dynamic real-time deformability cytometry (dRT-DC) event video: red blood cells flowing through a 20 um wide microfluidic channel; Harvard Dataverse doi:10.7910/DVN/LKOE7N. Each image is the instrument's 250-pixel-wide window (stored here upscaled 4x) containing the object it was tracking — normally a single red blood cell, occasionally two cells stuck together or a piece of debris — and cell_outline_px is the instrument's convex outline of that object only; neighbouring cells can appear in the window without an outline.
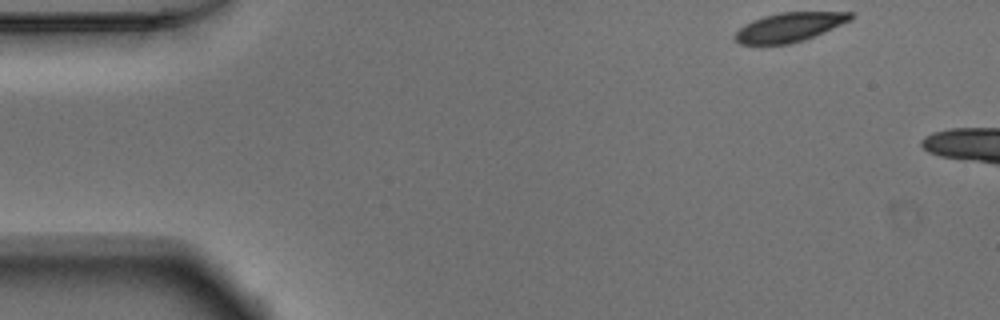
{"species": "Egyptian fruit bat (a non-hibernating species)", "species_latin": "Rousettus aegyptiacus", "temperature_condition": "warm", "stored_images_in_passage": 6, "camera_frame_rate_fps": 3000, "um_per_image_px": 0.085, "animal": {"sex": "male"}, "frame": {"image": 1, "passage_image": 1, "time_ms": 0.0, "image_size_px": [1000, 320], "cell_outline_px": [[856, 16], [852, 20], [824, 32], [804, 40], [788, 44], [740, 44], [732, 36], [744, 24], [752, 20], [764, 16], [780, 12], [852, 12]], "centroid_in_image_um": [67.11, 2.3], "position_along_channel_um": 17.9, "area_um2": 19.71}}